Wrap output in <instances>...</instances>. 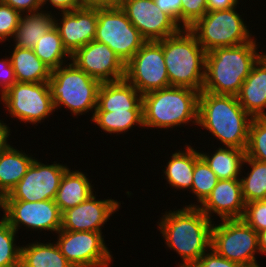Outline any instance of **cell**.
<instances>
[{"label":"cell","instance_id":"48","mask_svg":"<svg viewBox=\"0 0 266 267\" xmlns=\"http://www.w3.org/2000/svg\"><path fill=\"white\" fill-rule=\"evenodd\" d=\"M261 57L266 61V53H261Z\"/></svg>","mask_w":266,"mask_h":267},{"label":"cell","instance_id":"21","mask_svg":"<svg viewBox=\"0 0 266 267\" xmlns=\"http://www.w3.org/2000/svg\"><path fill=\"white\" fill-rule=\"evenodd\" d=\"M237 98L252 118L266 117V61L262 57L253 65Z\"/></svg>","mask_w":266,"mask_h":267},{"label":"cell","instance_id":"2","mask_svg":"<svg viewBox=\"0 0 266 267\" xmlns=\"http://www.w3.org/2000/svg\"><path fill=\"white\" fill-rule=\"evenodd\" d=\"M251 120L237 96L200 92L198 125L208 130L224 147L246 151Z\"/></svg>","mask_w":266,"mask_h":267},{"label":"cell","instance_id":"27","mask_svg":"<svg viewBox=\"0 0 266 267\" xmlns=\"http://www.w3.org/2000/svg\"><path fill=\"white\" fill-rule=\"evenodd\" d=\"M20 267H74L56 243H29L21 246Z\"/></svg>","mask_w":266,"mask_h":267},{"label":"cell","instance_id":"22","mask_svg":"<svg viewBox=\"0 0 266 267\" xmlns=\"http://www.w3.org/2000/svg\"><path fill=\"white\" fill-rule=\"evenodd\" d=\"M93 192V186L82 171L68 168L61 178L54 201L63 213L87 200Z\"/></svg>","mask_w":266,"mask_h":267},{"label":"cell","instance_id":"41","mask_svg":"<svg viewBox=\"0 0 266 267\" xmlns=\"http://www.w3.org/2000/svg\"><path fill=\"white\" fill-rule=\"evenodd\" d=\"M160 10L170 15L179 25L181 23V0H153Z\"/></svg>","mask_w":266,"mask_h":267},{"label":"cell","instance_id":"10","mask_svg":"<svg viewBox=\"0 0 266 267\" xmlns=\"http://www.w3.org/2000/svg\"><path fill=\"white\" fill-rule=\"evenodd\" d=\"M125 79L141 95L170 86L162 40L143 44L125 64Z\"/></svg>","mask_w":266,"mask_h":267},{"label":"cell","instance_id":"47","mask_svg":"<svg viewBox=\"0 0 266 267\" xmlns=\"http://www.w3.org/2000/svg\"><path fill=\"white\" fill-rule=\"evenodd\" d=\"M125 0H115V5H120L122 2H124Z\"/></svg>","mask_w":266,"mask_h":267},{"label":"cell","instance_id":"34","mask_svg":"<svg viewBox=\"0 0 266 267\" xmlns=\"http://www.w3.org/2000/svg\"><path fill=\"white\" fill-rule=\"evenodd\" d=\"M245 154L266 163V117L252 118Z\"/></svg>","mask_w":266,"mask_h":267},{"label":"cell","instance_id":"16","mask_svg":"<svg viewBox=\"0 0 266 267\" xmlns=\"http://www.w3.org/2000/svg\"><path fill=\"white\" fill-rule=\"evenodd\" d=\"M71 61L101 83L125 78V64L106 44L95 40L78 49Z\"/></svg>","mask_w":266,"mask_h":267},{"label":"cell","instance_id":"14","mask_svg":"<svg viewBox=\"0 0 266 267\" xmlns=\"http://www.w3.org/2000/svg\"><path fill=\"white\" fill-rule=\"evenodd\" d=\"M67 165L44 164L34 158L26 174L2 200L27 202L54 200Z\"/></svg>","mask_w":266,"mask_h":267},{"label":"cell","instance_id":"6","mask_svg":"<svg viewBox=\"0 0 266 267\" xmlns=\"http://www.w3.org/2000/svg\"><path fill=\"white\" fill-rule=\"evenodd\" d=\"M48 84L55 110L64 105L75 116L95 112L102 83L72 61L51 70Z\"/></svg>","mask_w":266,"mask_h":267},{"label":"cell","instance_id":"37","mask_svg":"<svg viewBox=\"0 0 266 267\" xmlns=\"http://www.w3.org/2000/svg\"><path fill=\"white\" fill-rule=\"evenodd\" d=\"M242 219L257 233L266 229V200L246 203Z\"/></svg>","mask_w":266,"mask_h":267},{"label":"cell","instance_id":"33","mask_svg":"<svg viewBox=\"0 0 266 267\" xmlns=\"http://www.w3.org/2000/svg\"><path fill=\"white\" fill-rule=\"evenodd\" d=\"M17 232L2 216L0 220V267H20L21 246L15 244Z\"/></svg>","mask_w":266,"mask_h":267},{"label":"cell","instance_id":"32","mask_svg":"<svg viewBox=\"0 0 266 267\" xmlns=\"http://www.w3.org/2000/svg\"><path fill=\"white\" fill-rule=\"evenodd\" d=\"M218 178L195 149V167L191 192L196 195L200 205L206 200L218 182Z\"/></svg>","mask_w":266,"mask_h":267},{"label":"cell","instance_id":"17","mask_svg":"<svg viewBox=\"0 0 266 267\" xmlns=\"http://www.w3.org/2000/svg\"><path fill=\"white\" fill-rule=\"evenodd\" d=\"M61 14L62 19L55 17L54 26L64 48L72 56L78 49L95 40L98 6H82L72 11H62Z\"/></svg>","mask_w":266,"mask_h":267},{"label":"cell","instance_id":"7","mask_svg":"<svg viewBox=\"0 0 266 267\" xmlns=\"http://www.w3.org/2000/svg\"><path fill=\"white\" fill-rule=\"evenodd\" d=\"M236 8L235 6L229 9L207 11L188 28L206 52L219 47L241 45L254 39Z\"/></svg>","mask_w":266,"mask_h":267},{"label":"cell","instance_id":"36","mask_svg":"<svg viewBox=\"0 0 266 267\" xmlns=\"http://www.w3.org/2000/svg\"><path fill=\"white\" fill-rule=\"evenodd\" d=\"M182 28H190L198 19L208 11L207 0H181Z\"/></svg>","mask_w":266,"mask_h":267},{"label":"cell","instance_id":"35","mask_svg":"<svg viewBox=\"0 0 266 267\" xmlns=\"http://www.w3.org/2000/svg\"><path fill=\"white\" fill-rule=\"evenodd\" d=\"M21 13L0 1V42L14 36L20 22Z\"/></svg>","mask_w":266,"mask_h":267},{"label":"cell","instance_id":"25","mask_svg":"<svg viewBox=\"0 0 266 267\" xmlns=\"http://www.w3.org/2000/svg\"><path fill=\"white\" fill-rule=\"evenodd\" d=\"M41 10L34 13H24L20 17L19 25L14 36L15 45L18 48L33 49L41 37L54 27L55 16Z\"/></svg>","mask_w":266,"mask_h":267},{"label":"cell","instance_id":"1","mask_svg":"<svg viewBox=\"0 0 266 267\" xmlns=\"http://www.w3.org/2000/svg\"><path fill=\"white\" fill-rule=\"evenodd\" d=\"M158 222V229L165 244L182 258L179 267H193L200 257L211 248L212 226L198 207H186L165 211Z\"/></svg>","mask_w":266,"mask_h":267},{"label":"cell","instance_id":"26","mask_svg":"<svg viewBox=\"0 0 266 267\" xmlns=\"http://www.w3.org/2000/svg\"><path fill=\"white\" fill-rule=\"evenodd\" d=\"M219 180L240 179L241 170L246 157L244 149L219 147L213 154L199 152Z\"/></svg>","mask_w":266,"mask_h":267},{"label":"cell","instance_id":"24","mask_svg":"<svg viewBox=\"0 0 266 267\" xmlns=\"http://www.w3.org/2000/svg\"><path fill=\"white\" fill-rule=\"evenodd\" d=\"M34 157L11 145L0 153V196L3 198L26 174Z\"/></svg>","mask_w":266,"mask_h":267},{"label":"cell","instance_id":"18","mask_svg":"<svg viewBox=\"0 0 266 267\" xmlns=\"http://www.w3.org/2000/svg\"><path fill=\"white\" fill-rule=\"evenodd\" d=\"M121 203L111 199L97 200L95 194L62 213L61 230L102 232V227Z\"/></svg>","mask_w":266,"mask_h":267},{"label":"cell","instance_id":"20","mask_svg":"<svg viewBox=\"0 0 266 267\" xmlns=\"http://www.w3.org/2000/svg\"><path fill=\"white\" fill-rule=\"evenodd\" d=\"M143 110L142 95L125 78L102 83L95 112Z\"/></svg>","mask_w":266,"mask_h":267},{"label":"cell","instance_id":"31","mask_svg":"<svg viewBox=\"0 0 266 267\" xmlns=\"http://www.w3.org/2000/svg\"><path fill=\"white\" fill-rule=\"evenodd\" d=\"M243 164L252 168L240 178L244 202L266 200V163L246 156Z\"/></svg>","mask_w":266,"mask_h":267},{"label":"cell","instance_id":"43","mask_svg":"<svg viewBox=\"0 0 266 267\" xmlns=\"http://www.w3.org/2000/svg\"><path fill=\"white\" fill-rule=\"evenodd\" d=\"M238 0H207L208 11L229 9L237 6Z\"/></svg>","mask_w":266,"mask_h":267},{"label":"cell","instance_id":"3","mask_svg":"<svg viewBox=\"0 0 266 267\" xmlns=\"http://www.w3.org/2000/svg\"><path fill=\"white\" fill-rule=\"evenodd\" d=\"M257 46L253 39L241 45L219 47L207 52L202 91L237 96L253 65L261 57Z\"/></svg>","mask_w":266,"mask_h":267},{"label":"cell","instance_id":"40","mask_svg":"<svg viewBox=\"0 0 266 267\" xmlns=\"http://www.w3.org/2000/svg\"><path fill=\"white\" fill-rule=\"evenodd\" d=\"M21 14L34 13L43 9V0H1ZM42 7V8H41Z\"/></svg>","mask_w":266,"mask_h":267},{"label":"cell","instance_id":"46","mask_svg":"<svg viewBox=\"0 0 266 267\" xmlns=\"http://www.w3.org/2000/svg\"><path fill=\"white\" fill-rule=\"evenodd\" d=\"M259 252L266 255V229L258 232Z\"/></svg>","mask_w":266,"mask_h":267},{"label":"cell","instance_id":"38","mask_svg":"<svg viewBox=\"0 0 266 267\" xmlns=\"http://www.w3.org/2000/svg\"><path fill=\"white\" fill-rule=\"evenodd\" d=\"M193 267H245V266H242L241 264L232 262L222 257L215 250L210 248L208 252L204 253L200 257L199 261Z\"/></svg>","mask_w":266,"mask_h":267},{"label":"cell","instance_id":"12","mask_svg":"<svg viewBox=\"0 0 266 267\" xmlns=\"http://www.w3.org/2000/svg\"><path fill=\"white\" fill-rule=\"evenodd\" d=\"M57 234L56 244L74 267H109L111 264L113 257L102 232L60 230Z\"/></svg>","mask_w":266,"mask_h":267},{"label":"cell","instance_id":"11","mask_svg":"<svg viewBox=\"0 0 266 267\" xmlns=\"http://www.w3.org/2000/svg\"><path fill=\"white\" fill-rule=\"evenodd\" d=\"M0 99L11 118L24 123H41L55 112L48 82H16Z\"/></svg>","mask_w":266,"mask_h":267},{"label":"cell","instance_id":"8","mask_svg":"<svg viewBox=\"0 0 266 267\" xmlns=\"http://www.w3.org/2000/svg\"><path fill=\"white\" fill-rule=\"evenodd\" d=\"M95 41L106 44L124 64L146 42L119 5L98 6Z\"/></svg>","mask_w":266,"mask_h":267},{"label":"cell","instance_id":"15","mask_svg":"<svg viewBox=\"0 0 266 267\" xmlns=\"http://www.w3.org/2000/svg\"><path fill=\"white\" fill-rule=\"evenodd\" d=\"M119 6L146 41H160L182 29L153 0H125Z\"/></svg>","mask_w":266,"mask_h":267},{"label":"cell","instance_id":"42","mask_svg":"<svg viewBox=\"0 0 266 267\" xmlns=\"http://www.w3.org/2000/svg\"><path fill=\"white\" fill-rule=\"evenodd\" d=\"M48 2L50 5L52 4V7L54 6V8L60 12L72 11L83 6L80 0H43V6Z\"/></svg>","mask_w":266,"mask_h":267},{"label":"cell","instance_id":"19","mask_svg":"<svg viewBox=\"0 0 266 267\" xmlns=\"http://www.w3.org/2000/svg\"><path fill=\"white\" fill-rule=\"evenodd\" d=\"M245 206L240 179L218 180L216 186L201 205H188V207H198L210 220H213L211 219L212 214H217L221 221L242 219Z\"/></svg>","mask_w":266,"mask_h":267},{"label":"cell","instance_id":"45","mask_svg":"<svg viewBox=\"0 0 266 267\" xmlns=\"http://www.w3.org/2000/svg\"><path fill=\"white\" fill-rule=\"evenodd\" d=\"M83 6H110L115 5V0H80Z\"/></svg>","mask_w":266,"mask_h":267},{"label":"cell","instance_id":"28","mask_svg":"<svg viewBox=\"0 0 266 267\" xmlns=\"http://www.w3.org/2000/svg\"><path fill=\"white\" fill-rule=\"evenodd\" d=\"M163 170L167 183L175 189H191L195 167V149L186 145L185 150L173 153Z\"/></svg>","mask_w":266,"mask_h":267},{"label":"cell","instance_id":"39","mask_svg":"<svg viewBox=\"0 0 266 267\" xmlns=\"http://www.w3.org/2000/svg\"><path fill=\"white\" fill-rule=\"evenodd\" d=\"M14 69L10 57L0 59V94L1 96L16 83Z\"/></svg>","mask_w":266,"mask_h":267},{"label":"cell","instance_id":"44","mask_svg":"<svg viewBox=\"0 0 266 267\" xmlns=\"http://www.w3.org/2000/svg\"><path fill=\"white\" fill-rule=\"evenodd\" d=\"M4 121L0 120V153L5 151L10 144L8 143L7 138H9L10 134V127L6 125V123H3Z\"/></svg>","mask_w":266,"mask_h":267},{"label":"cell","instance_id":"49","mask_svg":"<svg viewBox=\"0 0 266 267\" xmlns=\"http://www.w3.org/2000/svg\"><path fill=\"white\" fill-rule=\"evenodd\" d=\"M0 208H2V197L0 196Z\"/></svg>","mask_w":266,"mask_h":267},{"label":"cell","instance_id":"23","mask_svg":"<svg viewBox=\"0 0 266 267\" xmlns=\"http://www.w3.org/2000/svg\"><path fill=\"white\" fill-rule=\"evenodd\" d=\"M12 52L10 59L17 82H48L51 69L38 58L33 49L15 46Z\"/></svg>","mask_w":266,"mask_h":267},{"label":"cell","instance_id":"9","mask_svg":"<svg viewBox=\"0 0 266 267\" xmlns=\"http://www.w3.org/2000/svg\"><path fill=\"white\" fill-rule=\"evenodd\" d=\"M211 248L222 257L245 267H261L258 233L243 219L222 220L212 226Z\"/></svg>","mask_w":266,"mask_h":267},{"label":"cell","instance_id":"30","mask_svg":"<svg viewBox=\"0 0 266 267\" xmlns=\"http://www.w3.org/2000/svg\"><path fill=\"white\" fill-rule=\"evenodd\" d=\"M38 58L51 70L56 69L71 60V55L64 48L58 30L52 27L33 48ZM68 57L67 60H65Z\"/></svg>","mask_w":266,"mask_h":267},{"label":"cell","instance_id":"5","mask_svg":"<svg viewBox=\"0 0 266 267\" xmlns=\"http://www.w3.org/2000/svg\"><path fill=\"white\" fill-rule=\"evenodd\" d=\"M170 86L203 89L206 51L187 28L162 40Z\"/></svg>","mask_w":266,"mask_h":267},{"label":"cell","instance_id":"29","mask_svg":"<svg viewBox=\"0 0 266 267\" xmlns=\"http://www.w3.org/2000/svg\"><path fill=\"white\" fill-rule=\"evenodd\" d=\"M91 121L106 133H125L134 125H143V110L94 112Z\"/></svg>","mask_w":266,"mask_h":267},{"label":"cell","instance_id":"4","mask_svg":"<svg viewBox=\"0 0 266 267\" xmlns=\"http://www.w3.org/2000/svg\"><path fill=\"white\" fill-rule=\"evenodd\" d=\"M200 92L169 86L142 95L144 128H176L192 122L198 125Z\"/></svg>","mask_w":266,"mask_h":267},{"label":"cell","instance_id":"13","mask_svg":"<svg viewBox=\"0 0 266 267\" xmlns=\"http://www.w3.org/2000/svg\"><path fill=\"white\" fill-rule=\"evenodd\" d=\"M3 217L18 233V229L53 231L61 230L62 212L54 200L27 202L22 200H2Z\"/></svg>","mask_w":266,"mask_h":267}]
</instances>
